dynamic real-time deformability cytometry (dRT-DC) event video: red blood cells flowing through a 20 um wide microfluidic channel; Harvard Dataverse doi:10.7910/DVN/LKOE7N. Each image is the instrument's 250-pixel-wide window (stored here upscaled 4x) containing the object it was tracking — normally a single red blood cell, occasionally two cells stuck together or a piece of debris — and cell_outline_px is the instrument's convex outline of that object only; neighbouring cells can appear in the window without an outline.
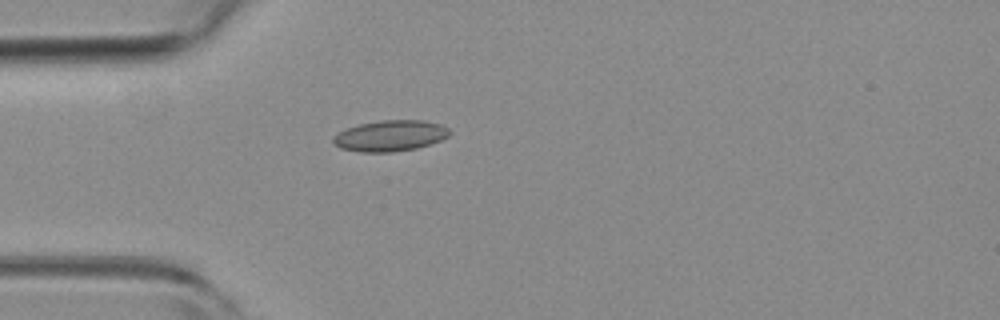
{"species": "common noctule bat (a hibernating species)", "species_latin": "Nyctalus noctula", "temperature_condition": "room temperature", "stored_images_in_passage": 1, "camera_frame_rate_fps": 3000, "um_per_image_px": 0.085, "animal": {"sex": "female", "body_mass_g": 19.3, "forearm_length_mm": 54.1}, "frame": {"image": 1, "passage_image": 1, "time_ms": 0.0, "image_size_px": [1000, 320], "cell_outline_px": [[452, 132], [448, 136], [440, 140], [416, 148], [392, 152], [360, 152], [340, 148], [332, 144], [332, 136], [348, 128], [360, 124], [380, 120], [424, 120], [440, 124], [448, 128]], "centroid_in_image_um": [33.15, 11.54], "position_along_channel_um": 51.9, "area_um2": 20.98}}